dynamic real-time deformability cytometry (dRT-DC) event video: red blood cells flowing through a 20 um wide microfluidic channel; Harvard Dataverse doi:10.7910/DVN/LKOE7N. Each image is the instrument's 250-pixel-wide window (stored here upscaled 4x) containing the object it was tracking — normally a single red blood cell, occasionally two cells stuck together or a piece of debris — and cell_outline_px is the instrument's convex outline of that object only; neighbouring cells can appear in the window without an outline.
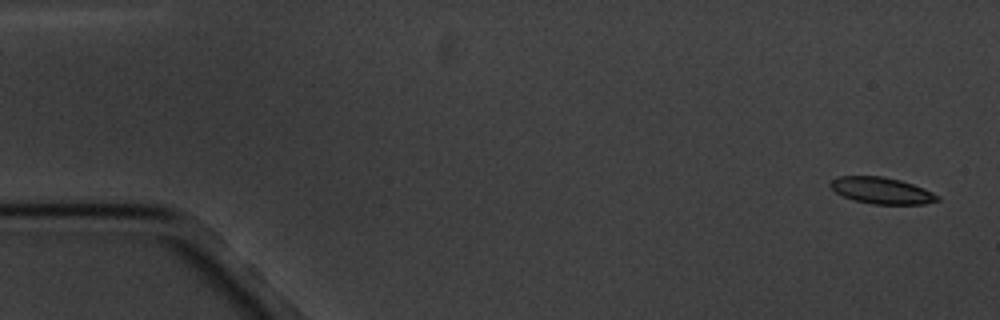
{"species": "common noctule bat (a hibernating species)", "species_latin": "Nyctalus noctula", "temperature_condition": "cold", "stored_images_in_passage": 6, "camera_frame_rate_fps": 3000, "um_per_image_px": 0.085, "animal": {"sex": "male", "body_mass_g": 20.1, "forearm_length_mm": 53.5}, "frame": {"image": 1, "passage_image": 1, "time_ms": 0.0, "image_size_px": [1000, 320], "cell_outline_px": [[940, 200], [924, 204], [872, 204], [856, 200], [844, 196], [836, 192], [828, 184], [832, 180], [840, 176], [884, 176], [900, 180], [924, 188], [940, 196]], "centroid_in_image_um": [74.97, 16.19], "position_along_channel_um": 10.0, "area_um2": 16.42}}
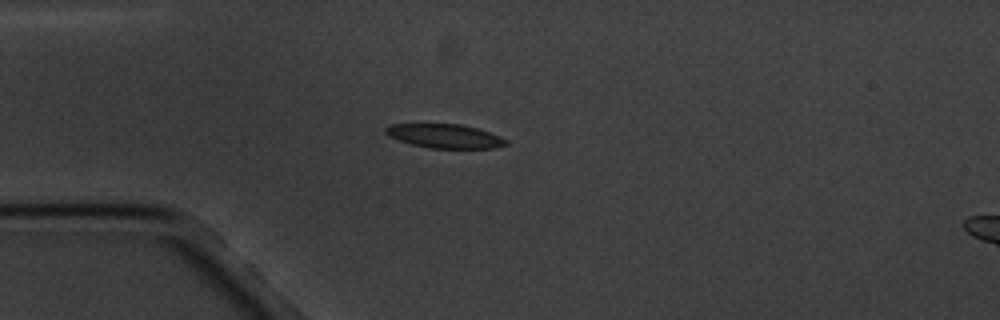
{"frame": {"image": 2, "passage_image": 5, "time_ms": 4.333, "image_size_px": [1000, 320], "cell_outline_px": [[508, 144], [496, 148], [428, 148], [412, 144], [388, 136], [384, 132], [384, 128], [392, 124], [460, 124], [476, 128], [500, 136], [508, 140]], "centroid_in_image_um": [37.81, 11.57], "position_along_channel_um": 47.2, "area_um2": 16.76}}